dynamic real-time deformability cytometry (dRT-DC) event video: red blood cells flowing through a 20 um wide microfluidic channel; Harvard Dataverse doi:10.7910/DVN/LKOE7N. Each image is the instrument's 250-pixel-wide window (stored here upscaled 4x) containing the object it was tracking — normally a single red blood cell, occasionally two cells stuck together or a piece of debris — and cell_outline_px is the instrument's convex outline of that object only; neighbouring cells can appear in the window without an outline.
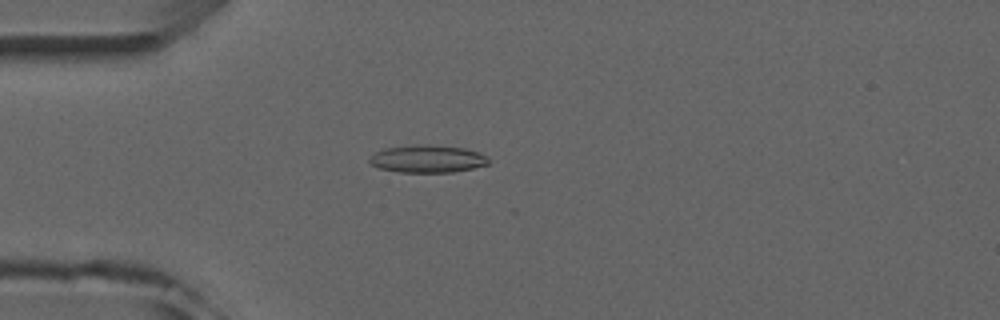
{"species": "common noctule bat (a hibernating species)", "species_latin": "Nyctalus noctula", "temperature_condition": "room temperature", "stored_images_in_passage": 5, "camera_frame_rate_fps": 3000, "um_per_image_px": 0.085, "animal": {"sex": "male", "forearm_length_mm": 52.5}, "frame": {"image": 1, "passage_image": 5, "time_ms": 4.333, "image_size_px": [1000, 320], "cell_outline_px": [[488, 164], [472, 168], [452, 172], [396, 172], [380, 168], [372, 164], [368, 160], [376, 152], [384, 148], [416, 144], [428, 144], [464, 148], [476, 152], [484, 156], [488, 160]], "centroid_in_image_um": [36.29, 13.5], "position_along_channel_um": 48.7, "area_um2": 18.9}}